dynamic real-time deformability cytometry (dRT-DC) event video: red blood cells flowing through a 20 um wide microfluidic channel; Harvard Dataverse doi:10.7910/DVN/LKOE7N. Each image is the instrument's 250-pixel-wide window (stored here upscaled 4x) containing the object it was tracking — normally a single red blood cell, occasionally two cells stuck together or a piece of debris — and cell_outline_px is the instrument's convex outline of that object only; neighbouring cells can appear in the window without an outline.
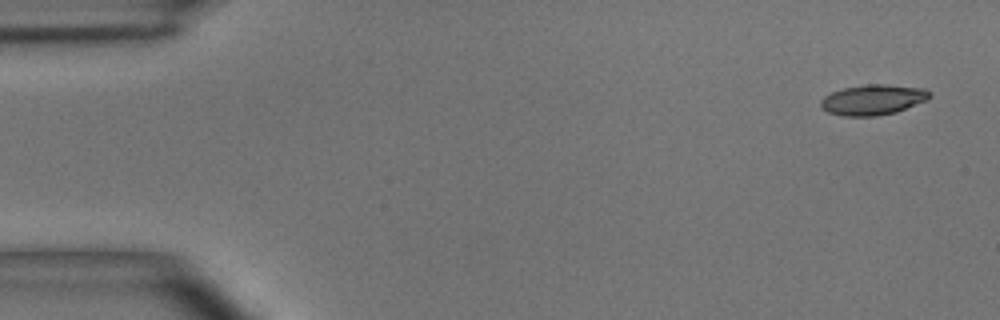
{"species": "common noctule bat (a hibernating species)", "species_latin": "Nyctalus noctula", "temperature_condition": "room temperature", "stored_images_in_passage": 5, "camera_frame_rate_fps": 3000, "um_per_image_px": 0.085, "animal": {"sex": "male", "body_mass_g": 15.6}, "frame": {"image": 1, "passage_image": 1, "time_ms": 0.0, "image_size_px": [1000, 320], "cell_outline_px": [[932, 96], [928, 100], [896, 112], [876, 116], [844, 116], [828, 112], [820, 104], [820, 100], [824, 96], [832, 92], [844, 88], [868, 84], [884, 84], [924, 88]], "centroid_in_image_um": [74.22, 8.48], "position_along_channel_um": 10.8, "area_um2": 19.19}}
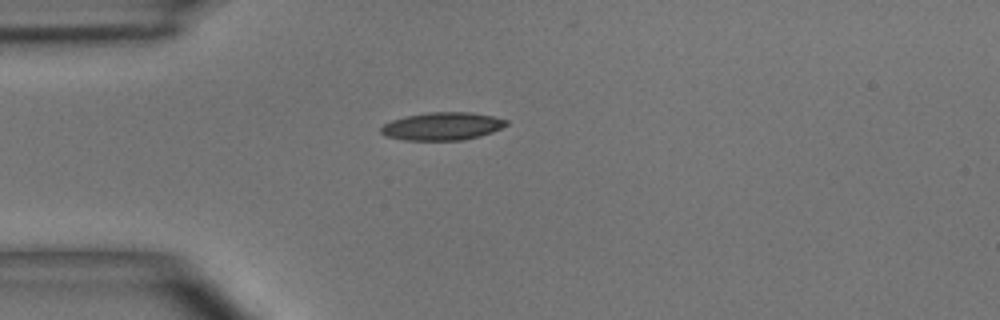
{"frame": {"image": 2, "passage_image": 4, "time_ms": 3.667, "image_size_px": [1000, 320], "cell_outline_px": [[508, 124], [492, 132], [480, 136], [464, 140], [404, 140], [384, 136], [380, 132], [380, 128], [384, 124], [392, 120], [404, 116], [428, 112], [472, 112], [492, 116], [508, 120]], "centroid_in_image_um": [37.57, 10.73], "position_along_channel_um": 47.4, "area_um2": 20.46}}